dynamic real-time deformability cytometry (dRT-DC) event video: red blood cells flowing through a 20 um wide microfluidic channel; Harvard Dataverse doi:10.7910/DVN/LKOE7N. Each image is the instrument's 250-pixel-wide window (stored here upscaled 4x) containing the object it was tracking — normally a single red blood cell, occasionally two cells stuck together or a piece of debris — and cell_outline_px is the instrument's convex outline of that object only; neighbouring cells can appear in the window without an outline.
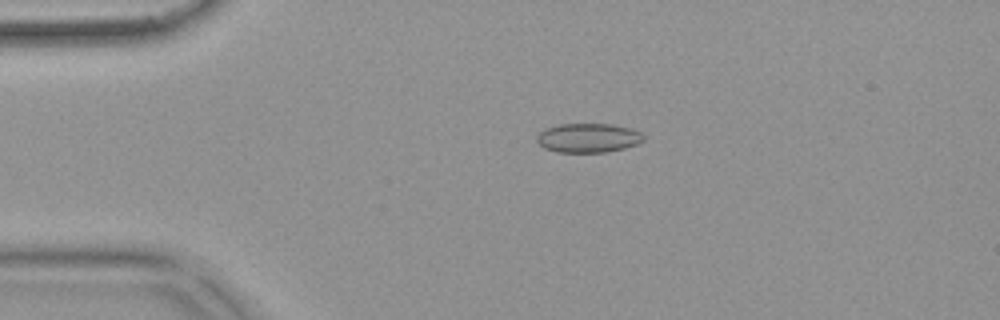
{"species": "common noctule bat (a hibernating species)", "species_latin": "Nyctalus noctula", "temperature_condition": "warm", "stored_images_in_passage": 54, "camera_frame_rate_fps": 3000, "um_per_image_px": 0.085, "animal": {"sex": "female", "body_mass_g": 18.4}, "frame": {"image": 1, "passage_image": 12, "time_ms": 3.667, "image_size_px": [1000, 320], "cell_outline_px": [[644, 140], [640, 144], [624, 148], [604, 152], [556, 152], [544, 148], [536, 140], [536, 136], [540, 132], [548, 128], [560, 124], [612, 124], [628, 128], [640, 132], [644, 136]], "centroid_in_image_um": [50.01, 11.73], "position_along_channel_um": 35.0, "area_um2": 18.09}}
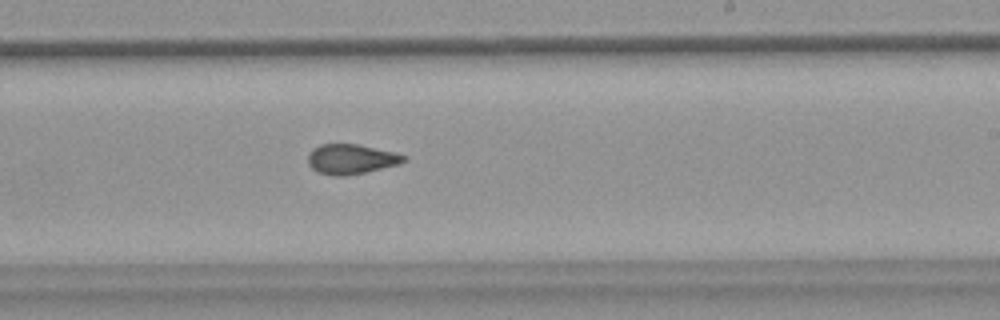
{"frame": {"image": 2, "passage_image": 33, "time_ms": 10.667, "image_size_px": [1000, 320], "cell_outline_px": [[408, 160], [400, 164], [364, 172], [344, 176], [332, 176], [316, 172], [308, 164], [308, 152], [312, 148], [320, 144], [356, 144], [396, 152], [408, 156]], "centroid_in_image_um": [29.84, 13.52], "position_along_channel_um": 259.2, "area_um2": 16.94}}
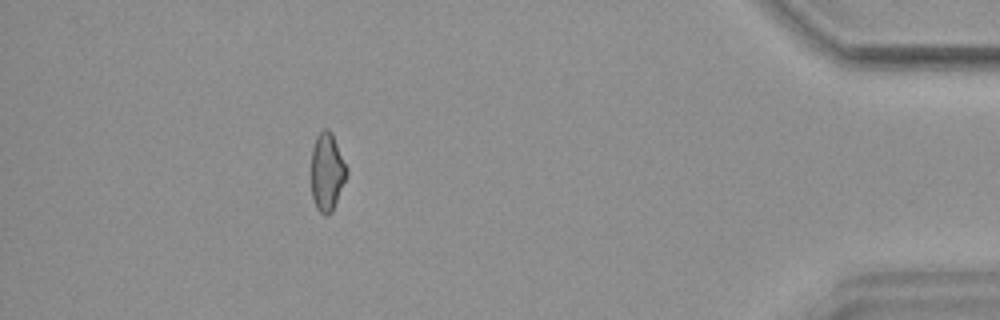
{"frame": {"image": 3, "passage_image": 49, "time_ms": 16.0, "image_size_px": [1000, 320], "cell_outline_px": [[348, 172], [332, 212], [328, 216], [324, 216], [316, 208], [312, 196], [312, 148], [316, 136], [324, 128], [328, 128], [332, 132], [348, 168]], "centroid_in_image_um": [27.81, 14.6], "position_along_channel_um": 407.4, "area_um2": 16.18}, "authors_computed_cell_mechanics": {"area_um2": 17.1377, "velocity_mm_per_s": 3.751, "shape_relaxation_time_tau1_ms": null, "shape_relaxation_time_tau2_ms": 1.4506, "deformation_change_tau1": null, "deformation_change_tau2": 0.0745}}